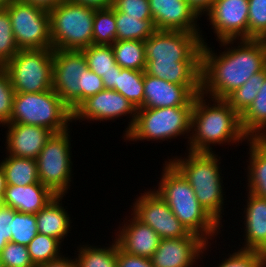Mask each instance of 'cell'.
Segmentation results:
<instances>
[{
	"mask_svg": "<svg viewBox=\"0 0 266 267\" xmlns=\"http://www.w3.org/2000/svg\"><path fill=\"white\" fill-rule=\"evenodd\" d=\"M218 43L224 47V51L218 52L219 55L214 52L215 47L212 51L208 43H202L201 93L209 98L226 99L252 75L266 68V45L262 39L224 40Z\"/></svg>",
	"mask_w": 266,
	"mask_h": 267,
	"instance_id": "6da1fadb",
	"label": "cell"
},
{
	"mask_svg": "<svg viewBox=\"0 0 266 267\" xmlns=\"http://www.w3.org/2000/svg\"><path fill=\"white\" fill-rule=\"evenodd\" d=\"M201 32L156 30L144 41L145 73L201 93Z\"/></svg>",
	"mask_w": 266,
	"mask_h": 267,
	"instance_id": "7a4b0ae2",
	"label": "cell"
},
{
	"mask_svg": "<svg viewBox=\"0 0 266 267\" xmlns=\"http://www.w3.org/2000/svg\"><path fill=\"white\" fill-rule=\"evenodd\" d=\"M248 139L241 127V116L225 99H209L202 93L196 95L191 113L188 151L211 153L215 152L211 145L230 143L231 146L238 143L239 146Z\"/></svg>",
	"mask_w": 266,
	"mask_h": 267,
	"instance_id": "3957f363",
	"label": "cell"
},
{
	"mask_svg": "<svg viewBox=\"0 0 266 267\" xmlns=\"http://www.w3.org/2000/svg\"><path fill=\"white\" fill-rule=\"evenodd\" d=\"M163 165L158 188L153 187L156 193L189 232L199 235L207 243L214 240L221 233L223 225L198 202L193 188L184 176L169 161L166 160Z\"/></svg>",
	"mask_w": 266,
	"mask_h": 267,
	"instance_id": "277c9868",
	"label": "cell"
},
{
	"mask_svg": "<svg viewBox=\"0 0 266 267\" xmlns=\"http://www.w3.org/2000/svg\"><path fill=\"white\" fill-rule=\"evenodd\" d=\"M184 158L175 156L168 161L184 176L193 188L198 202L222 225L224 213V185L220 164L222 159L216 152L187 151ZM188 155V156H187ZM224 193V194H223Z\"/></svg>",
	"mask_w": 266,
	"mask_h": 267,
	"instance_id": "5b68a950",
	"label": "cell"
},
{
	"mask_svg": "<svg viewBox=\"0 0 266 267\" xmlns=\"http://www.w3.org/2000/svg\"><path fill=\"white\" fill-rule=\"evenodd\" d=\"M73 112L51 89L39 93H15L9 123L37 125L60 133L70 129Z\"/></svg>",
	"mask_w": 266,
	"mask_h": 267,
	"instance_id": "8992f818",
	"label": "cell"
},
{
	"mask_svg": "<svg viewBox=\"0 0 266 267\" xmlns=\"http://www.w3.org/2000/svg\"><path fill=\"white\" fill-rule=\"evenodd\" d=\"M192 108L176 106L137 109L134 125L123 139L128 142L146 140L162 143L186 135L189 142Z\"/></svg>",
	"mask_w": 266,
	"mask_h": 267,
	"instance_id": "52a82bcc",
	"label": "cell"
},
{
	"mask_svg": "<svg viewBox=\"0 0 266 267\" xmlns=\"http://www.w3.org/2000/svg\"><path fill=\"white\" fill-rule=\"evenodd\" d=\"M95 8L65 1L49 11L53 50H82L93 44Z\"/></svg>",
	"mask_w": 266,
	"mask_h": 267,
	"instance_id": "ba28073f",
	"label": "cell"
},
{
	"mask_svg": "<svg viewBox=\"0 0 266 267\" xmlns=\"http://www.w3.org/2000/svg\"><path fill=\"white\" fill-rule=\"evenodd\" d=\"M70 131L53 133L36 158L39 182L57 196L68 193L73 177Z\"/></svg>",
	"mask_w": 266,
	"mask_h": 267,
	"instance_id": "9c48e42d",
	"label": "cell"
},
{
	"mask_svg": "<svg viewBox=\"0 0 266 267\" xmlns=\"http://www.w3.org/2000/svg\"><path fill=\"white\" fill-rule=\"evenodd\" d=\"M53 49L19 50L3 67L15 93H39L52 89Z\"/></svg>",
	"mask_w": 266,
	"mask_h": 267,
	"instance_id": "30bf717a",
	"label": "cell"
},
{
	"mask_svg": "<svg viewBox=\"0 0 266 267\" xmlns=\"http://www.w3.org/2000/svg\"><path fill=\"white\" fill-rule=\"evenodd\" d=\"M5 9L19 50L52 49L49 11L19 0Z\"/></svg>",
	"mask_w": 266,
	"mask_h": 267,
	"instance_id": "8fae6325",
	"label": "cell"
},
{
	"mask_svg": "<svg viewBox=\"0 0 266 267\" xmlns=\"http://www.w3.org/2000/svg\"><path fill=\"white\" fill-rule=\"evenodd\" d=\"M87 68L82 50H54L52 89L72 112L82 103V80Z\"/></svg>",
	"mask_w": 266,
	"mask_h": 267,
	"instance_id": "7c38bea8",
	"label": "cell"
},
{
	"mask_svg": "<svg viewBox=\"0 0 266 267\" xmlns=\"http://www.w3.org/2000/svg\"><path fill=\"white\" fill-rule=\"evenodd\" d=\"M132 205L131 213L151 227L160 239L180 238L190 233L154 189L141 193Z\"/></svg>",
	"mask_w": 266,
	"mask_h": 267,
	"instance_id": "4fadbf2b",
	"label": "cell"
},
{
	"mask_svg": "<svg viewBox=\"0 0 266 267\" xmlns=\"http://www.w3.org/2000/svg\"><path fill=\"white\" fill-rule=\"evenodd\" d=\"M130 114V115H129ZM137 109L122 94L115 90L104 89L84 100L74 111L73 121H115L117 118L127 116L129 121L125 129V136L133 127ZM129 115V116H128Z\"/></svg>",
	"mask_w": 266,
	"mask_h": 267,
	"instance_id": "5bb4252c",
	"label": "cell"
},
{
	"mask_svg": "<svg viewBox=\"0 0 266 267\" xmlns=\"http://www.w3.org/2000/svg\"><path fill=\"white\" fill-rule=\"evenodd\" d=\"M248 0H215L205 15L216 41L248 39Z\"/></svg>",
	"mask_w": 266,
	"mask_h": 267,
	"instance_id": "9a60e30c",
	"label": "cell"
},
{
	"mask_svg": "<svg viewBox=\"0 0 266 267\" xmlns=\"http://www.w3.org/2000/svg\"><path fill=\"white\" fill-rule=\"evenodd\" d=\"M209 246L210 242L191 232L185 237L160 239L150 260L154 267H192L199 259L203 262Z\"/></svg>",
	"mask_w": 266,
	"mask_h": 267,
	"instance_id": "2e32d148",
	"label": "cell"
},
{
	"mask_svg": "<svg viewBox=\"0 0 266 267\" xmlns=\"http://www.w3.org/2000/svg\"><path fill=\"white\" fill-rule=\"evenodd\" d=\"M149 5L157 30L202 32L201 18L186 0H149Z\"/></svg>",
	"mask_w": 266,
	"mask_h": 267,
	"instance_id": "e0dca14e",
	"label": "cell"
},
{
	"mask_svg": "<svg viewBox=\"0 0 266 267\" xmlns=\"http://www.w3.org/2000/svg\"><path fill=\"white\" fill-rule=\"evenodd\" d=\"M6 131V154L36 159L53 132L45 127L20 123L3 125Z\"/></svg>",
	"mask_w": 266,
	"mask_h": 267,
	"instance_id": "ac0fdd59",
	"label": "cell"
},
{
	"mask_svg": "<svg viewBox=\"0 0 266 267\" xmlns=\"http://www.w3.org/2000/svg\"><path fill=\"white\" fill-rule=\"evenodd\" d=\"M123 224L118 227L115 234V240L121 250L133 256L151 258L158 248L160 237L148 225L143 224L132 213L131 218L125 216ZM128 219V221H127ZM120 229V230H119Z\"/></svg>",
	"mask_w": 266,
	"mask_h": 267,
	"instance_id": "d6986e66",
	"label": "cell"
},
{
	"mask_svg": "<svg viewBox=\"0 0 266 267\" xmlns=\"http://www.w3.org/2000/svg\"><path fill=\"white\" fill-rule=\"evenodd\" d=\"M195 97L187 86L169 83L144 71V102L139 109L193 106Z\"/></svg>",
	"mask_w": 266,
	"mask_h": 267,
	"instance_id": "ffe728a7",
	"label": "cell"
},
{
	"mask_svg": "<svg viewBox=\"0 0 266 267\" xmlns=\"http://www.w3.org/2000/svg\"><path fill=\"white\" fill-rule=\"evenodd\" d=\"M248 193L243 206L244 242L242 250L259 251L266 255V198Z\"/></svg>",
	"mask_w": 266,
	"mask_h": 267,
	"instance_id": "44dd1931",
	"label": "cell"
},
{
	"mask_svg": "<svg viewBox=\"0 0 266 267\" xmlns=\"http://www.w3.org/2000/svg\"><path fill=\"white\" fill-rule=\"evenodd\" d=\"M56 196L41 183L28 186L7 185L0 202L19 212L36 214Z\"/></svg>",
	"mask_w": 266,
	"mask_h": 267,
	"instance_id": "7402d4cb",
	"label": "cell"
},
{
	"mask_svg": "<svg viewBox=\"0 0 266 267\" xmlns=\"http://www.w3.org/2000/svg\"><path fill=\"white\" fill-rule=\"evenodd\" d=\"M65 196H56L44 208L36 213L38 233L53 237L64 242L72 229L71 217L67 208H64L62 199Z\"/></svg>",
	"mask_w": 266,
	"mask_h": 267,
	"instance_id": "603a6c76",
	"label": "cell"
},
{
	"mask_svg": "<svg viewBox=\"0 0 266 267\" xmlns=\"http://www.w3.org/2000/svg\"><path fill=\"white\" fill-rule=\"evenodd\" d=\"M246 143L249 147L246 191L266 198V140L249 138Z\"/></svg>",
	"mask_w": 266,
	"mask_h": 267,
	"instance_id": "cb8c5ba5",
	"label": "cell"
},
{
	"mask_svg": "<svg viewBox=\"0 0 266 267\" xmlns=\"http://www.w3.org/2000/svg\"><path fill=\"white\" fill-rule=\"evenodd\" d=\"M0 163L5 173L7 185L28 186L40 183L36 159L6 154Z\"/></svg>",
	"mask_w": 266,
	"mask_h": 267,
	"instance_id": "d4e9b609",
	"label": "cell"
},
{
	"mask_svg": "<svg viewBox=\"0 0 266 267\" xmlns=\"http://www.w3.org/2000/svg\"><path fill=\"white\" fill-rule=\"evenodd\" d=\"M241 127L249 138L266 136V77L257 97L241 115Z\"/></svg>",
	"mask_w": 266,
	"mask_h": 267,
	"instance_id": "484cf974",
	"label": "cell"
},
{
	"mask_svg": "<svg viewBox=\"0 0 266 267\" xmlns=\"http://www.w3.org/2000/svg\"><path fill=\"white\" fill-rule=\"evenodd\" d=\"M112 242L107 247L80 243L74 253L77 267H117V242Z\"/></svg>",
	"mask_w": 266,
	"mask_h": 267,
	"instance_id": "4316f807",
	"label": "cell"
},
{
	"mask_svg": "<svg viewBox=\"0 0 266 267\" xmlns=\"http://www.w3.org/2000/svg\"><path fill=\"white\" fill-rule=\"evenodd\" d=\"M111 47L115 61L121 68L145 71L147 61L144 41L116 40Z\"/></svg>",
	"mask_w": 266,
	"mask_h": 267,
	"instance_id": "83f0119b",
	"label": "cell"
},
{
	"mask_svg": "<svg viewBox=\"0 0 266 267\" xmlns=\"http://www.w3.org/2000/svg\"><path fill=\"white\" fill-rule=\"evenodd\" d=\"M116 40L145 41L157 29L153 19L140 20V17L128 16L124 12L115 10Z\"/></svg>",
	"mask_w": 266,
	"mask_h": 267,
	"instance_id": "f1b7e54d",
	"label": "cell"
},
{
	"mask_svg": "<svg viewBox=\"0 0 266 267\" xmlns=\"http://www.w3.org/2000/svg\"><path fill=\"white\" fill-rule=\"evenodd\" d=\"M115 91L139 109L144 102V71L122 68L117 74Z\"/></svg>",
	"mask_w": 266,
	"mask_h": 267,
	"instance_id": "f546056e",
	"label": "cell"
},
{
	"mask_svg": "<svg viewBox=\"0 0 266 267\" xmlns=\"http://www.w3.org/2000/svg\"><path fill=\"white\" fill-rule=\"evenodd\" d=\"M266 77V68L232 92L225 100L241 116L253 103Z\"/></svg>",
	"mask_w": 266,
	"mask_h": 267,
	"instance_id": "4dcf8cb0",
	"label": "cell"
},
{
	"mask_svg": "<svg viewBox=\"0 0 266 267\" xmlns=\"http://www.w3.org/2000/svg\"><path fill=\"white\" fill-rule=\"evenodd\" d=\"M115 10L112 7L95 8L93 20V44L112 45L116 41Z\"/></svg>",
	"mask_w": 266,
	"mask_h": 267,
	"instance_id": "1f68e13d",
	"label": "cell"
},
{
	"mask_svg": "<svg viewBox=\"0 0 266 267\" xmlns=\"http://www.w3.org/2000/svg\"><path fill=\"white\" fill-rule=\"evenodd\" d=\"M62 245L59 240L38 233L27 245V249L31 261L36 266L62 257L63 253L60 250Z\"/></svg>",
	"mask_w": 266,
	"mask_h": 267,
	"instance_id": "d6a6232c",
	"label": "cell"
},
{
	"mask_svg": "<svg viewBox=\"0 0 266 267\" xmlns=\"http://www.w3.org/2000/svg\"><path fill=\"white\" fill-rule=\"evenodd\" d=\"M82 52L87 59L88 68L98 76L102 77L109 72H116L118 64L115 61L111 45L92 44L83 48Z\"/></svg>",
	"mask_w": 266,
	"mask_h": 267,
	"instance_id": "836d02e7",
	"label": "cell"
},
{
	"mask_svg": "<svg viewBox=\"0 0 266 267\" xmlns=\"http://www.w3.org/2000/svg\"><path fill=\"white\" fill-rule=\"evenodd\" d=\"M11 242L27 246L38 234L36 214L16 211L12 220Z\"/></svg>",
	"mask_w": 266,
	"mask_h": 267,
	"instance_id": "e575fe53",
	"label": "cell"
},
{
	"mask_svg": "<svg viewBox=\"0 0 266 267\" xmlns=\"http://www.w3.org/2000/svg\"><path fill=\"white\" fill-rule=\"evenodd\" d=\"M18 51L9 13L0 8V67H4Z\"/></svg>",
	"mask_w": 266,
	"mask_h": 267,
	"instance_id": "d590c367",
	"label": "cell"
},
{
	"mask_svg": "<svg viewBox=\"0 0 266 267\" xmlns=\"http://www.w3.org/2000/svg\"><path fill=\"white\" fill-rule=\"evenodd\" d=\"M248 39L266 36V0H248Z\"/></svg>",
	"mask_w": 266,
	"mask_h": 267,
	"instance_id": "8d00e7d4",
	"label": "cell"
},
{
	"mask_svg": "<svg viewBox=\"0 0 266 267\" xmlns=\"http://www.w3.org/2000/svg\"><path fill=\"white\" fill-rule=\"evenodd\" d=\"M228 258L222 259L215 267H266V255L259 251L234 249ZM230 254V255H229Z\"/></svg>",
	"mask_w": 266,
	"mask_h": 267,
	"instance_id": "74e56055",
	"label": "cell"
},
{
	"mask_svg": "<svg viewBox=\"0 0 266 267\" xmlns=\"http://www.w3.org/2000/svg\"><path fill=\"white\" fill-rule=\"evenodd\" d=\"M0 267H36L27 246L9 241L0 253Z\"/></svg>",
	"mask_w": 266,
	"mask_h": 267,
	"instance_id": "f35d334b",
	"label": "cell"
},
{
	"mask_svg": "<svg viewBox=\"0 0 266 267\" xmlns=\"http://www.w3.org/2000/svg\"><path fill=\"white\" fill-rule=\"evenodd\" d=\"M14 95L11 78L8 72L0 67V127L10 122Z\"/></svg>",
	"mask_w": 266,
	"mask_h": 267,
	"instance_id": "ab89813d",
	"label": "cell"
},
{
	"mask_svg": "<svg viewBox=\"0 0 266 267\" xmlns=\"http://www.w3.org/2000/svg\"><path fill=\"white\" fill-rule=\"evenodd\" d=\"M112 8L140 20L153 19L149 0H114Z\"/></svg>",
	"mask_w": 266,
	"mask_h": 267,
	"instance_id": "60d3db41",
	"label": "cell"
},
{
	"mask_svg": "<svg viewBox=\"0 0 266 267\" xmlns=\"http://www.w3.org/2000/svg\"><path fill=\"white\" fill-rule=\"evenodd\" d=\"M104 89L102 78L87 68L84 71L82 80V102Z\"/></svg>",
	"mask_w": 266,
	"mask_h": 267,
	"instance_id": "b9f144b4",
	"label": "cell"
},
{
	"mask_svg": "<svg viewBox=\"0 0 266 267\" xmlns=\"http://www.w3.org/2000/svg\"><path fill=\"white\" fill-rule=\"evenodd\" d=\"M117 267H154L149 258L133 256L121 250L117 244Z\"/></svg>",
	"mask_w": 266,
	"mask_h": 267,
	"instance_id": "7bdbcfd3",
	"label": "cell"
},
{
	"mask_svg": "<svg viewBox=\"0 0 266 267\" xmlns=\"http://www.w3.org/2000/svg\"><path fill=\"white\" fill-rule=\"evenodd\" d=\"M14 210L12 207L4 205L0 202V231L6 236V240L11 241L12 220L14 217Z\"/></svg>",
	"mask_w": 266,
	"mask_h": 267,
	"instance_id": "ee69618b",
	"label": "cell"
},
{
	"mask_svg": "<svg viewBox=\"0 0 266 267\" xmlns=\"http://www.w3.org/2000/svg\"><path fill=\"white\" fill-rule=\"evenodd\" d=\"M191 7L196 11V13L202 18V15L211 9L215 0H186Z\"/></svg>",
	"mask_w": 266,
	"mask_h": 267,
	"instance_id": "f6af8a7d",
	"label": "cell"
},
{
	"mask_svg": "<svg viewBox=\"0 0 266 267\" xmlns=\"http://www.w3.org/2000/svg\"><path fill=\"white\" fill-rule=\"evenodd\" d=\"M64 256L65 254L57 260L49 261L47 263H42V264L36 265V267H77L75 258L72 259L69 256L67 257H64Z\"/></svg>",
	"mask_w": 266,
	"mask_h": 267,
	"instance_id": "bcb514c9",
	"label": "cell"
},
{
	"mask_svg": "<svg viewBox=\"0 0 266 267\" xmlns=\"http://www.w3.org/2000/svg\"><path fill=\"white\" fill-rule=\"evenodd\" d=\"M19 1L27 4H32L44 10L50 11L51 9L64 3L67 0H19Z\"/></svg>",
	"mask_w": 266,
	"mask_h": 267,
	"instance_id": "7dc6e473",
	"label": "cell"
},
{
	"mask_svg": "<svg viewBox=\"0 0 266 267\" xmlns=\"http://www.w3.org/2000/svg\"><path fill=\"white\" fill-rule=\"evenodd\" d=\"M96 9L112 7L114 0H69Z\"/></svg>",
	"mask_w": 266,
	"mask_h": 267,
	"instance_id": "c3c4849f",
	"label": "cell"
},
{
	"mask_svg": "<svg viewBox=\"0 0 266 267\" xmlns=\"http://www.w3.org/2000/svg\"><path fill=\"white\" fill-rule=\"evenodd\" d=\"M121 69L122 68L119 65H117L116 72H109L101 77L105 89L115 90L117 74L121 72Z\"/></svg>",
	"mask_w": 266,
	"mask_h": 267,
	"instance_id": "681fc988",
	"label": "cell"
},
{
	"mask_svg": "<svg viewBox=\"0 0 266 267\" xmlns=\"http://www.w3.org/2000/svg\"><path fill=\"white\" fill-rule=\"evenodd\" d=\"M6 186L7 184H6L5 173L0 163V201L4 196Z\"/></svg>",
	"mask_w": 266,
	"mask_h": 267,
	"instance_id": "f907efd6",
	"label": "cell"
},
{
	"mask_svg": "<svg viewBox=\"0 0 266 267\" xmlns=\"http://www.w3.org/2000/svg\"><path fill=\"white\" fill-rule=\"evenodd\" d=\"M7 243L8 241L6 240V236H4V234L0 231V253Z\"/></svg>",
	"mask_w": 266,
	"mask_h": 267,
	"instance_id": "816d5d0a",
	"label": "cell"
},
{
	"mask_svg": "<svg viewBox=\"0 0 266 267\" xmlns=\"http://www.w3.org/2000/svg\"><path fill=\"white\" fill-rule=\"evenodd\" d=\"M15 1L18 0H0V8H7Z\"/></svg>",
	"mask_w": 266,
	"mask_h": 267,
	"instance_id": "f5cc1de1",
	"label": "cell"
},
{
	"mask_svg": "<svg viewBox=\"0 0 266 267\" xmlns=\"http://www.w3.org/2000/svg\"><path fill=\"white\" fill-rule=\"evenodd\" d=\"M264 44L266 45V36L262 39Z\"/></svg>",
	"mask_w": 266,
	"mask_h": 267,
	"instance_id": "db71d44e",
	"label": "cell"
}]
</instances>
